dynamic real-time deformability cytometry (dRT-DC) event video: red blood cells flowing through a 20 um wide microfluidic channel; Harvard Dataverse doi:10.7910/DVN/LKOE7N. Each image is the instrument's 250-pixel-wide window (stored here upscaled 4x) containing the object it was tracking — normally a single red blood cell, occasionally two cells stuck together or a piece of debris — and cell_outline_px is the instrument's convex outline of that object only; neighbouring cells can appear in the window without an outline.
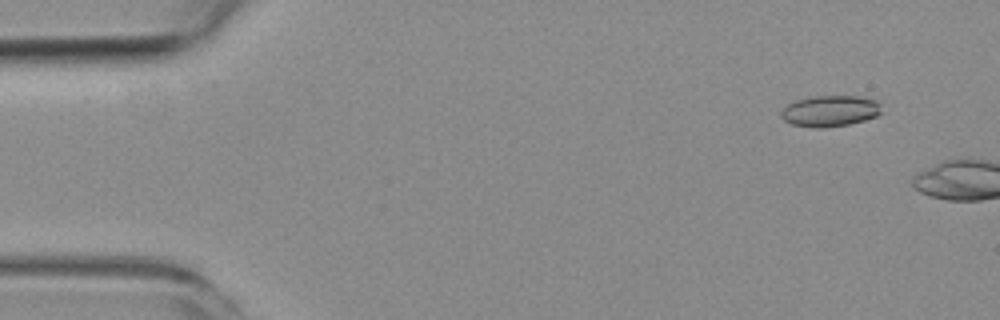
{"species": "common noctule bat (a hibernating species)", "species_latin": "Nyctalus noctula", "temperature_condition": "room temperature", "stored_images_in_passage": 2, "camera_frame_rate_fps": 3000, "um_per_image_px": 0.085, "animal": {"sex": "female", "body_mass_g": 19.3, "forearm_length_mm": 54.1}, "frame": {"image": 1, "passage_image": 2, "time_ms": 2.333, "image_size_px": [1000, 320], "cell_outline_px": [[880, 112], [876, 116], [864, 120], [848, 124], [820, 128], [816, 128], [792, 124], [784, 120], [780, 116], [780, 112], [788, 104], [796, 100], [812, 96], [856, 96], [876, 100], [880, 104]], "centroid_in_image_um": [70.53, 9.43], "position_along_channel_um": 14.5, "area_um2": 18.03}}